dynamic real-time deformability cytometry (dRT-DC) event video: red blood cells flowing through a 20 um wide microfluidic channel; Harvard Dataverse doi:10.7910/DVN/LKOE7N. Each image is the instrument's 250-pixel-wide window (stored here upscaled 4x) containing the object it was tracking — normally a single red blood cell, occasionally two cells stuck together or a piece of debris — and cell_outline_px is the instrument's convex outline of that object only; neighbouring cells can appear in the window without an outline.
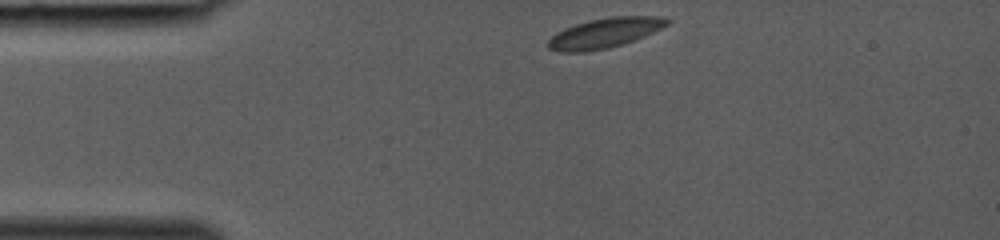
{"species": "common noctule bat (a hibernating species)", "species_latin": "Nyctalus noctula", "temperature_condition": "room temperature", "stored_images_in_passage": 29, "camera_frame_rate_fps": 3000, "um_per_image_px": 0.085, "animal": {"sex": "female", "body_mass_g": 19.0, "forearm_length_mm": 53.3}, "frame": {"image": 1, "passage_image": 1, "time_ms": 0.0, "image_size_px": [1000, 240], "cell_outline_px": [[672, 20], [668, 24], [644, 36], [624, 44], [608, 48], [584, 52], [564, 52], [548, 48], [548, 40], [556, 32], [564, 28], [588, 20], [608, 16], [664, 16]], "centroid_in_image_um": [51.41, 2.79], "position_along_channel_um": 33.6, "area_um2": 20.81}}
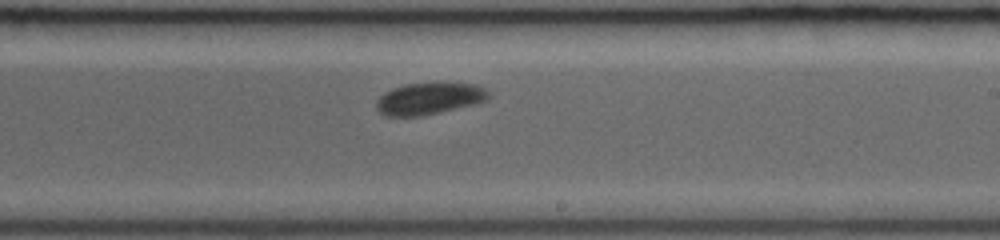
{"frame": {"image": 2, "passage_image": 17, "time_ms": 5.333, "image_size_px": [1000, 240], "cell_outline_px": [[488, 100], [476, 104], [440, 112], [420, 116], [384, 116], [376, 108], [376, 100], [380, 96], [392, 88], [404, 84], [476, 84], [484, 88], [488, 92]], "centroid_in_image_um": [36.46, 8.4], "position_along_channel_um": 252.5, "area_um2": 20.52}}
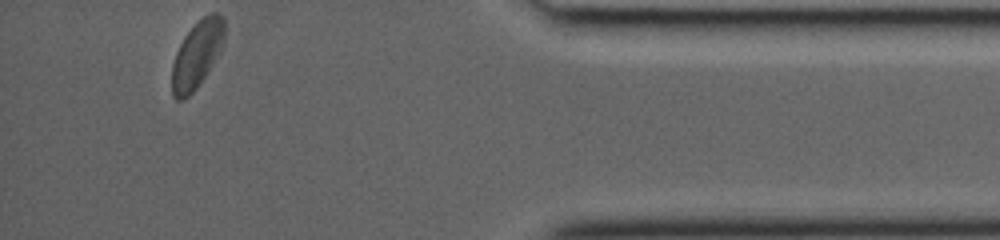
{"frame": {"image": 3, "passage_image": 29, "time_ms": 9.333, "image_size_px": [1000, 240], "cell_outline_px": [[224, 40], [220, 48], [204, 76], [196, 88], [184, 100], [176, 100], [172, 96], [172, 64], [176, 52], [184, 36], [208, 12], [216, 12], [224, 16]], "centroid_in_image_um": [16.72, 4.62], "position_along_channel_um": 418.5, "area_um2": 20.06}}